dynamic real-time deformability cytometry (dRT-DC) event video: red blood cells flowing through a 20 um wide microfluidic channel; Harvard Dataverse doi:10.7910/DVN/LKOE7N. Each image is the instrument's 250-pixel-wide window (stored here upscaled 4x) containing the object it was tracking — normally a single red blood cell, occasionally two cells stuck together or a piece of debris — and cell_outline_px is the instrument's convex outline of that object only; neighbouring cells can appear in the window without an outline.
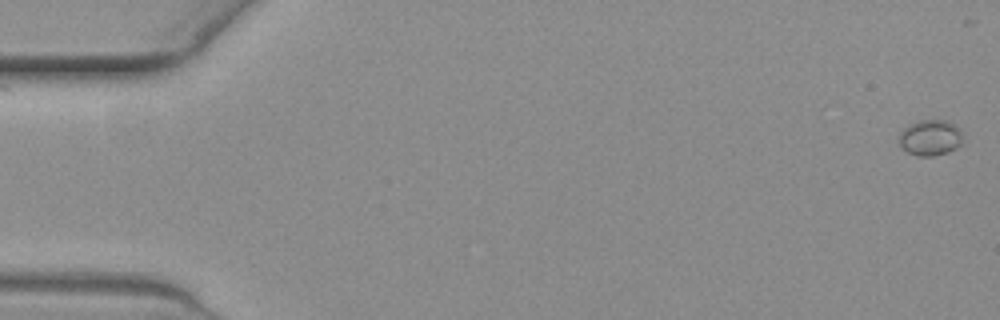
{"species": "common noctule bat (a hibernating species)", "species_latin": "Nyctalus noctula", "temperature_condition": "warm", "stored_images_in_passage": 4, "camera_frame_rate_fps": 3000, "um_per_image_px": 0.085, "animal": {"sex": "female", "body_mass_g": 19.3, "forearm_length_mm": 54.1}, "frame": {"image": 1, "passage_image": 1, "time_ms": 0.0, "image_size_px": [1000, 320], "cell_outline_px": [[964, 144], [948, 152], [932, 156], [916, 156], [900, 148], [896, 140], [900, 132], [904, 128], [920, 120], [948, 120], [960, 128], [964, 132]], "centroid_in_image_um": [79.1, 11.71], "position_along_channel_um": 5.9, "area_um2": 13.87}}